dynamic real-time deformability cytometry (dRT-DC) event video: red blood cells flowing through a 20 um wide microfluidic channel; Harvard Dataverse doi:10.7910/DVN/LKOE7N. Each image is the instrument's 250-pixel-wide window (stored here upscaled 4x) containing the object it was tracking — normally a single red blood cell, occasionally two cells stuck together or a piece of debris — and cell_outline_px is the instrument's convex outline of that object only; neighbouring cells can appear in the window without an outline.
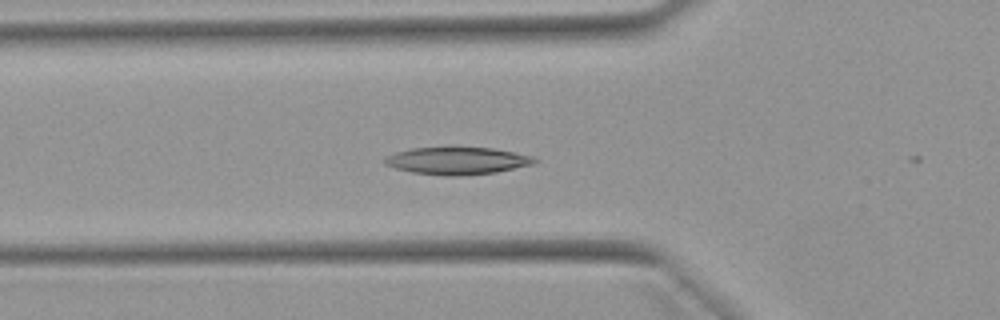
{"species": "Egyptian fruit bat (a non-hibernating species)", "species_latin": "Rousettus aegyptiacus", "temperature_condition": "warm", "stored_images_in_passage": 4, "camera_frame_rate_fps": 3000, "um_per_image_px": 0.085, "animal": {"sex": "female"}, "frame": {"image": 1, "passage_image": 2, "time_ms": 0.333, "image_size_px": [1000, 320], "cell_outline_px": [[540, 160], [536, 164], [496, 172], [456, 176], [444, 176], [412, 172], [396, 168], [384, 164], [380, 160], [396, 152], [412, 148], [448, 144], [492, 148], [532, 156]], "centroid_in_image_um": [38.85, 13.62], "position_along_channel_um": 87.0, "area_um2": 24.91}}